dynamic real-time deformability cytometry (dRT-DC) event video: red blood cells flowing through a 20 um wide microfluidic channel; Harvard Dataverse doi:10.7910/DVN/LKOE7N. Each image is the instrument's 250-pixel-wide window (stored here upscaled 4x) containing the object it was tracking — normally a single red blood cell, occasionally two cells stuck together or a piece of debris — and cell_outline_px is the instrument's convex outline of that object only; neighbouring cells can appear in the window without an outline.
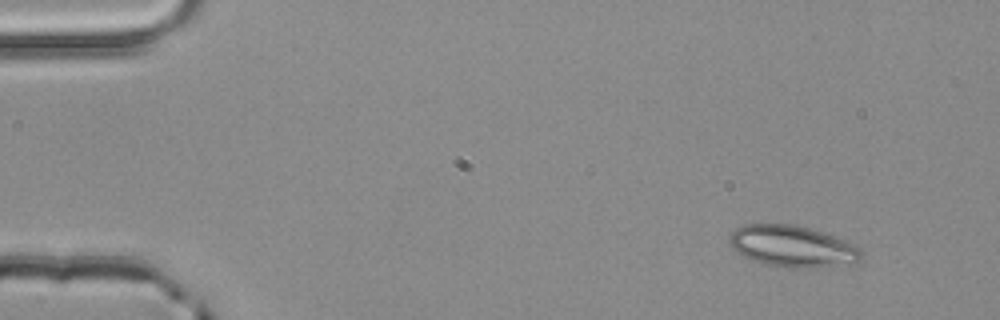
{"species": "common noctule bat (a hibernating species)", "species_latin": "Nyctalus noctula", "temperature_condition": "room temperature", "stored_images_in_passage": 4, "camera_frame_rate_fps": 3000, "um_per_image_px": 0.085, "animal": {"sex": "male", "body_mass_g": 20.4}, "frame": {"image": 1, "passage_image": 4, "time_ms": 1.0, "image_size_px": [1000, 320], "cell_outline_px": [[864, 252], [860, 260], [808, 268], [792, 268], [764, 264], [752, 260], [744, 256], [732, 248], [728, 244], [728, 240], [732, 232], [736, 228], [744, 224], [796, 224], [856, 244]], "centroid_in_image_um": [67.3, 20.92], "position_along_channel_um": 17.7, "area_um2": 31.5}}